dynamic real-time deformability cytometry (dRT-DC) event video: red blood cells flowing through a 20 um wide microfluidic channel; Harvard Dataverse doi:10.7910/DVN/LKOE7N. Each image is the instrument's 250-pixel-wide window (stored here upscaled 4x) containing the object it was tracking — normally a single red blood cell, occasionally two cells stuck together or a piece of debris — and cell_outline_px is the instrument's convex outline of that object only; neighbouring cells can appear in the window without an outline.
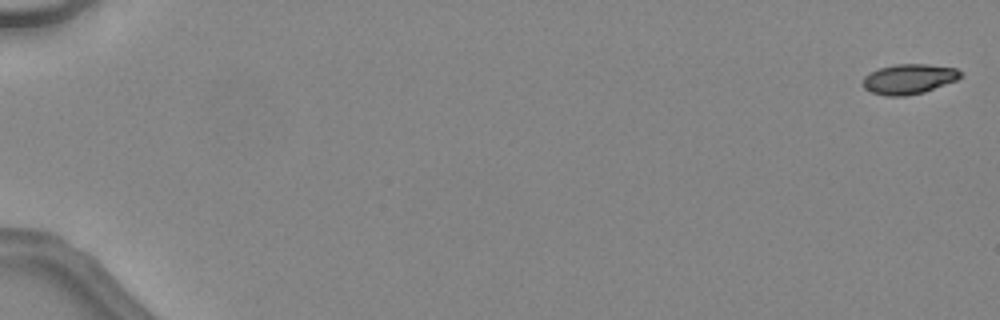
{"species": "common noctule bat (a hibernating species)", "species_latin": "Nyctalus noctula", "temperature_condition": "warm", "stored_images_in_passage": 47, "camera_frame_rate_fps": 3000, "um_per_image_px": 0.085, "animal": {"sex": "female", "body_mass_g": 24.6, "forearm_length_mm": 56.2}, "frame": {"image": 1, "passage_image": 1, "time_ms": 0.0, "image_size_px": [1000, 320], "cell_outline_px": [[964, 76], [956, 80], [924, 92], [904, 96], [884, 96], [872, 92], [864, 88], [864, 76], [880, 68], [896, 64], [924, 64], [956, 68]], "centroid_in_image_um": [77.27, 6.72], "position_along_channel_um": 7.7, "area_um2": 16.88}}
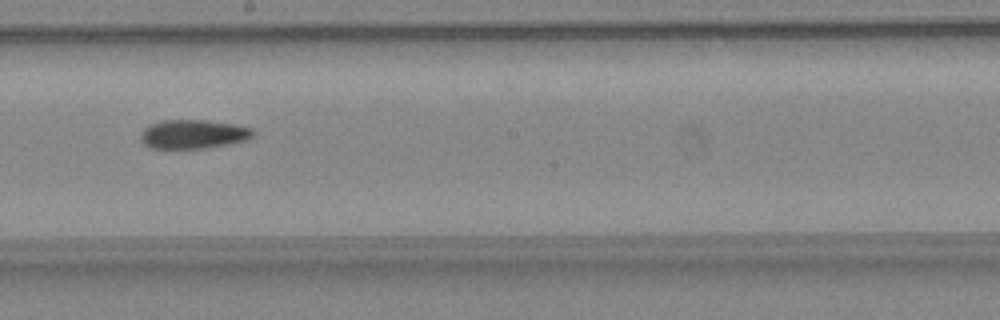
{"frame": {"image": 2, "passage_image": 29, "time_ms": 9.333, "image_size_px": [1000, 320], "cell_outline_px": [[256, 132], [248, 140], [204, 148], [152, 148], [144, 144], [140, 140], [140, 132], [144, 128], [152, 124], [164, 120], [204, 120], [232, 124], [252, 128]], "centroid_in_image_um": [16.42, 11.4], "position_along_channel_um": 231.8, "area_um2": 18.84}}
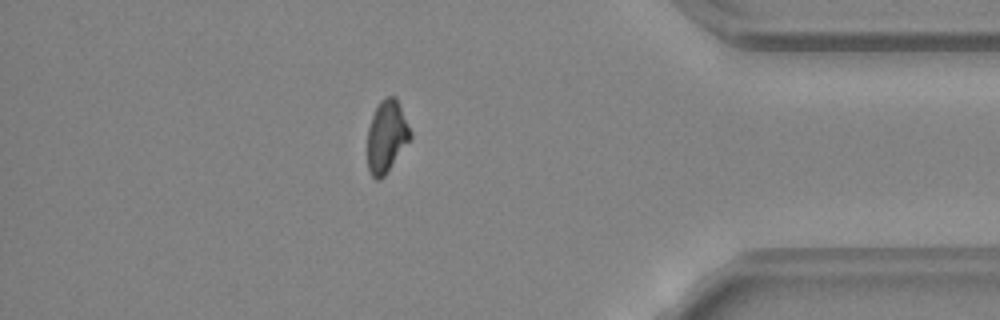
{"frame": {"image": 3, "passage_image": 42, "time_ms": 13.667, "image_size_px": [1000, 320], "cell_outline_px": [[412, 136], [384, 176], [380, 180], [376, 180], [372, 176], [368, 168], [368, 128], [372, 116], [380, 100], [388, 96], [396, 96], [412, 132]], "centroid_in_image_um": [32.86, 11.58], "position_along_channel_um": 402.3, "area_um2": 17.86}, "authors_computed_cell_mechanics": {"area_um2": 18.3226, "velocity_mm_per_s": 4.5666, "shape_relaxation_time_tau1_ms": null, "shape_relaxation_time_tau2_ms": 7.6734, "deformation_change_tau1": null, "deformation_change_tau2": 0.1617}}